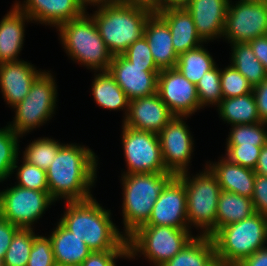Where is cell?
<instances>
[{
  "mask_svg": "<svg viewBox=\"0 0 267 266\" xmlns=\"http://www.w3.org/2000/svg\"><path fill=\"white\" fill-rule=\"evenodd\" d=\"M93 8L96 10L90 15L113 56L122 55L130 45L144 36L147 19L154 12L147 6L117 1Z\"/></svg>",
  "mask_w": 267,
  "mask_h": 266,
  "instance_id": "cell-3",
  "label": "cell"
},
{
  "mask_svg": "<svg viewBox=\"0 0 267 266\" xmlns=\"http://www.w3.org/2000/svg\"><path fill=\"white\" fill-rule=\"evenodd\" d=\"M155 12L167 23L175 52L179 55L204 42L199 37L191 14L185 7L160 6Z\"/></svg>",
  "mask_w": 267,
  "mask_h": 266,
  "instance_id": "cell-22",
  "label": "cell"
},
{
  "mask_svg": "<svg viewBox=\"0 0 267 266\" xmlns=\"http://www.w3.org/2000/svg\"><path fill=\"white\" fill-rule=\"evenodd\" d=\"M175 176L173 172L121 174V233L126 238L148 222L160 193Z\"/></svg>",
  "mask_w": 267,
  "mask_h": 266,
  "instance_id": "cell-4",
  "label": "cell"
},
{
  "mask_svg": "<svg viewBox=\"0 0 267 266\" xmlns=\"http://www.w3.org/2000/svg\"><path fill=\"white\" fill-rule=\"evenodd\" d=\"M225 145L264 146L267 144V123L237 124L229 128Z\"/></svg>",
  "mask_w": 267,
  "mask_h": 266,
  "instance_id": "cell-35",
  "label": "cell"
},
{
  "mask_svg": "<svg viewBox=\"0 0 267 266\" xmlns=\"http://www.w3.org/2000/svg\"><path fill=\"white\" fill-rule=\"evenodd\" d=\"M252 92L260 120L267 123V77L260 84L255 85Z\"/></svg>",
  "mask_w": 267,
  "mask_h": 266,
  "instance_id": "cell-45",
  "label": "cell"
},
{
  "mask_svg": "<svg viewBox=\"0 0 267 266\" xmlns=\"http://www.w3.org/2000/svg\"><path fill=\"white\" fill-rule=\"evenodd\" d=\"M158 67H138L123 54L112 57L108 72L129 100L157 93Z\"/></svg>",
  "mask_w": 267,
  "mask_h": 266,
  "instance_id": "cell-15",
  "label": "cell"
},
{
  "mask_svg": "<svg viewBox=\"0 0 267 266\" xmlns=\"http://www.w3.org/2000/svg\"><path fill=\"white\" fill-rule=\"evenodd\" d=\"M0 20V60L1 63L16 62L25 42L26 24L32 19L15 4ZM27 22V23H26Z\"/></svg>",
  "mask_w": 267,
  "mask_h": 266,
  "instance_id": "cell-21",
  "label": "cell"
},
{
  "mask_svg": "<svg viewBox=\"0 0 267 266\" xmlns=\"http://www.w3.org/2000/svg\"><path fill=\"white\" fill-rule=\"evenodd\" d=\"M248 43L250 44L256 58L264 66L267 73V35L257 37Z\"/></svg>",
  "mask_w": 267,
  "mask_h": 266,
  "instance_id": "cell-46",
  "label": "cell"
},
{
  "mask_svg": "<svg viewBox=\"0 0 267 266\" xmlns=\"http://www.w3.org/2000/svg\"><path fill=\"white\" fill-rule=\"evenodd\" d=\"M251 199L255 212L267 216V176L256 174Z\"/></svg>",
  "mask_w": 267,
  "mask_h": 266,
  "instance_id": "cell-43",
  "label": "cell"
},
{
  "mask_svg": "<svg viewBox=\"0 0 267 266\" xmlns=\"http://www.w3.org/2000/svg\"><path fill=\"white\" fill-rule=\"evenodd\" d=\"M55 78L51 70H45L33 82L28 95L12 108L15 117L7 124L22 139L56 115L58 86Z\"/></svg>",
  "mask_w": 267,
  "mask_h": 266,
  "instance_id": "cell-8",
  "label": "cell"
},
{
  "mask_svg": "<svg viewBox=\"0 0 267 266\" xmlns=\"http://www.w3.org/2000/svg\"><path fill=\"white\" fill-rule=\"evenodd\" d=\"M201 108L207 106L214 108L223 99L221 91L220 67L216 65L206 72L196 84Z\"/></svg>",
  "mask_w": 267,
  "mask_h": 266,
  "instance_id": "cell-37",
  "label": "cell"
},
{
  "mask_svg": "<svg viewBox=\"0 0 267 266\" xmlns=\"http://www.w3.org/2000/svg\"><path fill=\"white\" fill-rule=\"evenodd\" d=\"M27 266H57L49 236L37 235L34 238Z\"/></svg>",
  "mask_w": 267,
  "mask_h": 266,
  "instance_id": "cell-39",
  "label": "cell"
},
{
  "mask_svg": "<svg viewBox=\"0 0 267 266\" xmlns=\"http://www.w3.org/2000/svg\"><path fill=\"white\" fill-rule=\"evenodd\" d=\"M236 266H267V246L244 258Z\"/></svg>",
  "mask_w": 267,
  "mask_h": 266,
  "instance_id": "cell-47",
  "label": "cell"
},
{
  "mask_svg": "<svg viewBox=\"0 0 267 266\" xmlns=\"http://www.w3.org/2000/svg\"><path fill=\"white\" fill-rule=\"evenodd\" d=\"M83 6L87 9H89L88 6L90 7H94V6H98L100 4L106 3V2H111V1H115V0H79Z\"/></svg>",
  "mask_w": 267,
  "mask_h": 266,
  "instance_id": "cell-51",
  "label": "cell"
},
{
  "mask_svg": "<svg viewBox=\"0 0 267 266\" xmlns=\"http://www.w3.org/2000/svg\"><path fill=\"white\" fill-rule=\"evenodd\" d=\"M157 93L175 116H192L202 109L196 85L176 68L160 71Z\"/></svg>",
  "mask_w": 267,
  "mask_h": 266,
  "instance_id": "cell-14",
  "label": "cell"
},
{
  "mask_svg": "<svg viewBox=\"0 0 267 266\" xmlns=\"http://www.w3.org/2000/svg\"><path fill=\"white\" fill-rule=\"evenodd\" d=\"M38 234L35 229L20 228L2 260L4 266H27L34 238Z\"/></svg>",
  "mask_w": 267,
  "mask_h": 266,
  "instance_id": "cell-34",
  "label": "cell"
},
{
  "mask_svg": "<svg viewBox=\"0 0 267 266\" xmlns=\"http://www.w3.org/2000/svg\"><path fill=\"white\" fill-rule=\"evenodd\" d=\"M45 71L29 61L19 60L0 65V92L8 107L13 108L29 93L33 82Z\"/></svg>",
  "mask_w": 267,
  "mask_h": 266,
  "instance_id": "cell-19",
  "label": "cell"
},
{
  "mask_svg": "<svg viewBox=\"0 0 267 266\" xmlns=\"http://www.w3.org/2000/svg\"><path fill=\"white\" fill-rule=\"evenodd\" d=\"M223 154L230 162L255 169L262 146L226 145Z\"/></svg>",
  "mask_w": 267,
  "mask_h": 266,
  "instance_id": "cell-40",
  "label": "cell"
},
{
  "mask_svg": "<svg viewBox=\"0 0 267 266\" xmlns=\"http://www.w3.org/2000/svg\"><path fill=\"white\" fill-rule=\"evenodd\" d=\"M1 191L0 216L23 229H34L48 208L56 203L49 192L26 189L16 184Z\"/></svg>",
  "mask_w": 267,
  "mask_h": 266,
  "instance_id": "cell-10",
  "label": "cell"
},
{
  "mask_svg": "<svg viewBox=\"0 0 267 266\" xmlns=\"http://www.w3.org/2000/svg\"><path fill=\"white\" fill-rule=\"evenodd\" d=\"M191 116H175L159 133L165 168L176 176L188 172L194 152V138L186 124Z\"/></svg>",
  "mask_w": 267,
  "mask_h": 266,
  "instance_id": "cell-13",
  "label": "cell"
},
{
  "mask_svg": "<svg viewBox=\"0 0 267 266\" xmlns=\"http://www.w3.org/2000/svg\"><path fill=\"white\" fill-rule=\"evenodd\" d=\"M229 46L231 47L230 65L237 69L253 87L260 84L267 77V73L253 53L250 44L233 43Z\"/></svg>",
  "mask_w": 267,
  "mask_h": 266,
  "instance_id": "cell-31",
  "label": "cell"
},
{
  "mask_svg": "<svg viewBox=\"0 0 267 266\" xmlns=\"http://www.w3.org/2000/svg\"><path fill=\"white\" fill-rule=\"evenodd\" d=\"M56 29L62 49L74 63L90 72L108 70L113 55L89 12L60 24Z\"/></svg>",
  "mask_w": 267,
  "mask_h": 266,
  "instance_id": "cell-5",
  "label": "cell"
},
{
  "mask_svg": "<svg viewBox=\"0 0 267 266\" xmlns=\"http://www.w3.org/2000/svg\"><path fill=\"white\" fill-rule=\"evenodd\" d=\"M175 115L168 109L158 93L129 102L124 126L158 134Z\"/></svg>",
  "mask_w": 267,
  "mask_h": 266,
  "instance_id": "cell-17",
  "label": "cell"
},
{
  "mask_svg": "<svg viewBox=\"0 0 267 266\" xmlns=\"http://www.w3.org/2000/svg\"><path fill=\"white\" fill-rule=\"evenodd\" d=\"M20 136L15 134L8 124L0 128V180L7 182L11 175L12 168L20 155Z\"/></svg>",
  "mask_w": 267,
  "mask_h": 266,
  "instance_id": "cell-33",
  "label": "cell"
},
{
  "mask_svg": "<svg viewBox=\"0 0 267 266\" xmlns=\"http://www.w3.org/2000/svg\"><path fill=\"white\" fill-rule=\"evenodd\" d=\"M216 261L212 237L196 235L162 266H211Z\"/></svg>",
  "mask_w": 267,
  "mask_h": 266,
  "instance_id": "cell-28",
  "label": "cell"
},
{
  "mask_svg": "<svg viewBox=\"0 0 267 266\" xmlns=\"http://www.w3.org/2000/svg\"><path fill=\"white\" fill-rule=\"evenodd\" d=\"M14 4L26 13L33 23L54 28L82 16L88 10L79 0H16Z\"/></svg>",
  "mask_w": 267,
  "mask_h": 266,
  "instance_id": "cell-18",
  "label": "cell"
},
{
  "mask_svg": "<svg viewBox=\"0 0 267 266\" xmlns=\"http://www.w3.org/2000/svg\"><path fill=\"white\" fill-rule=\"evenodd\" d=\"M19 157L20 155L11 172V175H15L16 182L14 184L26 189L49 192L46 171L22 159L20 160ZM19 160L22 164L19 163Z\"/></svg>",
  "mask_w": 267,
  "mask_h": 266,
  "instance_id": "cell-36",
  "label": "cell"
},
{
  "mask_svg": "<svg viewBox=\"0 0 267 266\" xmlns=\"http://www.w3.org/2000/svg\"><path fill=\"white\" fill-rule=\"evenodd\" d=\"M205 44L208 43H203L197 48L179 54L175 66L187 80L195 85L206 72L217 65L213 56L205 48Z\"/></svg>",
  "mask_w": 267,
  "mask_h": 266,
  "instance_id": "cell-30",
  "label": "cell"
},
{
  "mask_svg": "<svg viewBox=\"0 0 267 266\" xmlns=\"http://www.w3.org/2000/svg\"><path fill=\"white\" fill-rule=\"evenodd\" d=\"M29 145L22 151V159L36 167L47 170L56 157L58 150L64 144L61 141L50 137H39L30 140Z\"/></svg>",
  "mask_w": 267,
  "mask_h": 266,
  "instance_id": "cell-32",
  "label": "cell"
},
{
  "mask_svg": "<svg viewBox=\"0 0 267 266\" xmlns=\"http://www.w3.org/2000/svg\"><path fill=\"white\" fill-rule=\"evenodd\" d=\"M20 228L0 216V259L3 260L15 233Z\"/></svg>",
  "mask_w": 267,
  "mask_h": 266,
  "instance_id": "cell-44",
  "label": "cell"
},
{
  "mask_svg": "<svg viewBox=\"0 0 267 266\" xmlns=\"http://www.w3.org/2000/svg\"><path fill=\"white\" fill-rule=\"evenodd\" d=\"M186 205L185 184L178 176H175L160 193L145 225L190 229Z\"/></svg>",
  "mask_w": 267,
  "mask_h": 266,
  "instance_id": "cell-16",
  "label": "cell"
},
{
  "mask_svg": "<svg viewBox=\"0 0 267 266\" xmlns=\"http://www.w3.org/2000/svg\"><path fill=\"white\" fill-rule=\"evenodd\" d=\"M194 237L191 229L143 225L127 238L128 260L143 257L152 266H162Z\"/></svg>",
  "mask_w": 267,
  "mask_h": 266,
  "instance_id": "cell-9",
  "label": "cell"
},
{
  "mask_svg": "<svg viewBox=\"0 0 267 266\" xmlns=\"http://www.w3.org/2000/svg\"><path fill=\"white\" fill-rule=\"evenodd\" d=\"M48 234L57 266L81 265L92 252L87 244L59 221Z\"/></svg>",
  "mask_w": 267,
  "mask_h": 266,
  "instance_id": "cell-25",
  "label": "cell"
},
{
  "mask_svg": "<svg viewBox=\"0 0 267 266\" xmlns=\"http://www.w3.org/2000/svg\"><path fill=\"white\" fill-rule=\"evenodd\" d=\"M211 266H222L217 260Z\"/></svg>",
  "mask_w": 267,
  "mask_h": 266,
  "instance_id": "cell-52",
  "label": "cell"
},
{
  "mask_svg": "<svg viewBox=\"0 0 267 266\" xmlns=\"http://www.w3.org/2000/svg\"><path fill=\"white\" fill-rule=\"evenodd\" d=\"M128 259V250L93 251L81 266H117V259Z\"/></svg>",
  "mask_w": 267,
  "mask_h": 266,
  "instance_id": "cell-42",
  "label": "cell"
},
{
  "mask_svg": "<svg viewBox=\"0 0 267 266\" xmlns=\"http://www.w3.org/2000/svg\"><path fill=\"white\" fill-rule=\"evenodd\" d=\"M216 260L236 266L267 245V216L259 213L220 228L213 236Z\"/></svg>",
  "mask_w": 267,
  "mask_h": 266,
  "instance_id": "cell-6",
  "label": "cell"
},
{
  "mask_svg": "<svg viewBox=\"0 0 267 266\" xmlns=\"http://www.w3.org/2000/svg\"><path fill=\"white\" fill-rule=\"evenodd\" d=\"M98 156L82 143H65L46 170L51 198L57 201H82L92 195L97 181Z\"/></svg>",
  "mask_w": 267,
  "mask_h": 266,
  "instance_id": "cell-1",
  "label": "cell"
},
{
  "mask_svg": "<svg viewBox=\"0 0 267 266\" xmlns=\"http://www.w3.org/2000/svg\"><path fill=\"white\" fill-rule=\"evenodd\" d=\"M203 166L204 169L194 175L188 171L177 176L185 184L189 228L197 229L199 233L196 235L212 237L216 233V212L221 187L211 170L205 164Z\"/></svg>",
  "mask_w": 267,
  "mask_h": 266,
  "instance_id": "cell-7",
  "label": "cell"
},
{
  "mask_svg": "<svg viewBox=\"0 0 267 266\" xmlns=\"http://www.w3.org/2000/svg\"><path fill=\"white\" fill-rule=\"evenodd\" d=\"M123 55L138 67H157L153 60L149 44L144 36L130 45Z\"/></svg>",
  "mask_w": 267,
  "mask_h": 266,
  "instance_id": "cell-41",
  "label": "cell"
},
{
  "mask_svg": "<svg viewBox=\"0 0 267 266\" xmlns=\"http://www.w3.org/2000/svg\"><path fill=\"white\" fill-rule=\"evenodd\" d=\"M121 144L126 169L121 174L167 173L158 134L136 130L122 124Z\"/></svg>",
  "mask_w": 267,
  "mask_h": 266,
  "instance_id": "cell-11",
  "label": "cell"
},
{
  "mask_svg": "<svg viewBox=\"0 0 267 266\" xmlns=\"http://www.w3.org/2000/svg\"><path fill=\"white\" fill-rule=\"evenodd\" d=\"M218 158L205 164L216 176L221 190L252 198L256 178L254 169L232 163L223 155Z\"/></svg>",
  "mask_w": 267,
  "mask_h": 266,
  "instance_id": "cell-23",
  "label": "cell"
},
{
  "mask_svg": "<svg viewBox=\"0 0 267 266\" xmlns=\"http://www.w3.org/2000/svg\"><path fill=\"white\" fill-rule=\"evenodd\" d=\"M264 35H267V0L229 2L223 41L245 43Z\"/></svg>",
  "mask_w": 267,
  "mask_h": 266,
  "instance_id": "cell-12",
  "label": "cell"
},
{
  "mask_svg": "<svg viewBox=\"0 0 267 266\" xmlns=\"http://www.w3.org/2000/svg\"><path fill=\"white\" fill-rule=\"evenodd\" d=\"M120 3H127V4H139L143 6H147L154 11L157 10L161 4L162 0H115Z\"/></svg>",
  "mask_w": 267,
  "mask_h": 266,
  "instance_id": "cell-49",
  "label": "cell"
},
{
  "mask_svg": "<svg viewBox=\"0 0 267 266\" xmlns=\"http://www.w3.org/2000/svg\"><path fill=\"white\" fill-rule=\"evenodd\" d=\"M58 221L82 239L93 251L128 250L127 238L113 223L110 209H105L96 197L82 201H66Z\"/></svg>",
  "mask_w": 267,
  "mask_h": 266,
  "instance_id": "cell-2",
  "label": "cell"
},
{
  "mask_svg": "<svg viewBox=\"0 0 267 266\" xmlns=\"http://www.w3.org/2000/svg\"><path fill=\"white\" fill-rule=\"evenodd\" d=\"M220 79L223 98H234L253 91L248 80L230 64L220 68Z\"/></svg>",
  "mask_w": 267,
  "mask_h": 266,
  "instance_id": "cell-38",
  "label": "cell"
},
{
  "mask_svg": "<svg viewBox=\"0 0 267 266\" xmlns=\"http://www.w3.org/2000/svg\"><path fill=\"white\" fill-rule=\"evenodd\" d=\"M255 213L251 198L221 190L216 212V232L228 224L247 219Z\"/></svg>",
  "mask_w": 267,
  "mask_h": 266,
  "instance_id": "cell-29",
  "label": "cell"
},
{
  "mask_svg": "<svg viewBox=\"0 0 267 266\" xmlns=\"http://www.w3.org/2000/svg\"><path fill=\"white\" fill-rule=\"evenodd\" d=\"M232 0H229L231 2ZM237 1H261V0H237Z\"/></svg>",
  "mask_w": 267,
  "mask_h": 266,
  "instance_id": "cell-53",
  "label": "cell"
},
{
  "mask_svg": "<svg viewBox=\"0 0 267 266\" xmlns=\"http://www.w3.org/2000/svg\"><path fill=\"white\" fill-rule=\"evenodd\" d=\"M216 107L220 120L230 126L262 122L253 92L234 98H223Z\"/></svg>",
  "mask_w": 267,
  "mask_h": 266,
  "instance_id": "cell-27",
  "label": "cell"
},
{
  "mask_svg": "<svg viewBox=\"0 0 267 266\" xmlns=\"http://www.w3.org/2000/svg\"><path fill=\"white\" fill-rule=\"evenodd\" d=\"M191 0H162L161 6L185 7Z\"/></svg>",
  "mask_w": 267,
  "mask_h": 266,
  "instance_id": "cell-50",
  "label": "cell"
},
{
  "mask_svg": "<svg viewBox=\"0 0 267 266\" xmlns=\"http://www.w3.org/2000/svg\"><path fill=\"white\" fill-rule=\"evenodd\" d=\"M229 0H191L185 8L204 43L222 39Z\"/></svg>",
  "mask_w": 267,
  "mask_h": 266,
  "instance_id": "cell-20",
  "label": "cell"
},
{
  "mask_svg": "<svg viewBox=\"0 0 267 266\" xmlns=\"http://www.w3.org/2000/svg\"><path fill=\"white\" fill-rule=\"evenodd\" d=\"M254 171L258 175L267 176V144H265L261 148L258 162Z\"/></svg>",
  "mask_w": 267,
  "mask_h": 266,
  "instance_id": "cell-48",
  "label": "cell"
},
{
  "mask_svg": "<svg viewBox=\"0 0 267 266\" xmlns=\"http://www.w3.org/2000/svg\"><path fill=\"white\" fill-rule=\"evenodd\" d=\"M91 83L93 100L98 107L110 111H123V120L129 110V102L125 92L118 86L112 75L107 71H93Z\"/></svg>",
  "mask_w": 267,
  "mask_h": 266,
  "instance_id": "cell-26",
  "label": "cell"
},
{
  "mask_svg": "<svg viewBox=\"0 0 267 266\" xmlns=\"http://www.w3.org/2000/svg\"><path fill=\"white\" fill-rule=\"evenodd\" d=\"M153 60L160 70L175 68L178 54L172 44V34L167 23L154 11L144 30Z\"/></svg>",
  "mask_w": 267,
  "mask_h": 266,
  "instance_id": "cell-24",
  "label": "cell"
}]
</instances>
